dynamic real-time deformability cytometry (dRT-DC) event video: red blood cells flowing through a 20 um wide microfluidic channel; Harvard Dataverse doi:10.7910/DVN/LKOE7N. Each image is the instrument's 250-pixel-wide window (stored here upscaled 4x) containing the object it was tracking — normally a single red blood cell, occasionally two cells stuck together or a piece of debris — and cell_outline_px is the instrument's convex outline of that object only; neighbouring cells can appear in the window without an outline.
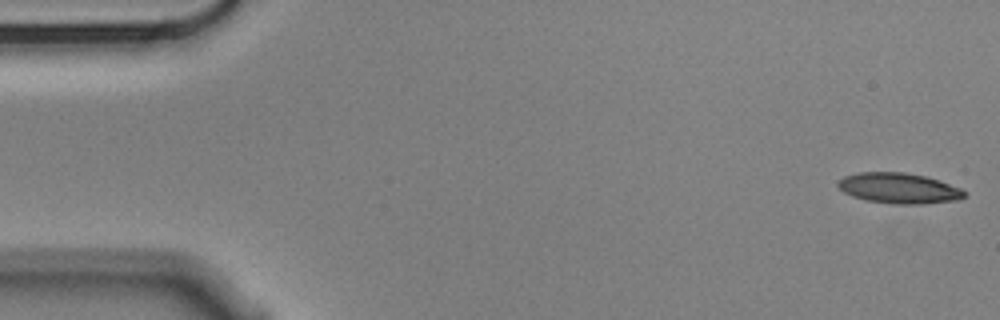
{"species": "Egyptian fruit bat (a non-hibernating species)", "species_latin": "Rousettus aegyptiacus", "temperature_condition": "cold", "stored_images_in_passage": 56, "camera_frame_rate_fps": 3000, "um_per_image_px": 0.085, "animal": {"sex": "male"}, "frame": {"image": 1, "passage_image": 1, "time_ms": 0.0, "image_size_px": [1000, 320], "cell_outline_px": [[964, 196], [960, 200], [924, 204], [896, 204], [864, 200], [852, 196], [844, 192], [836, 184], [836, 180], [844, 176], [860, 172], [904, 172], [924, 176], [960, 188], [964, 192]], "centroid_in_image_um": [76.35, 16.0], "position_along_channel_um": 8.6, "area_um2": 22.43}}
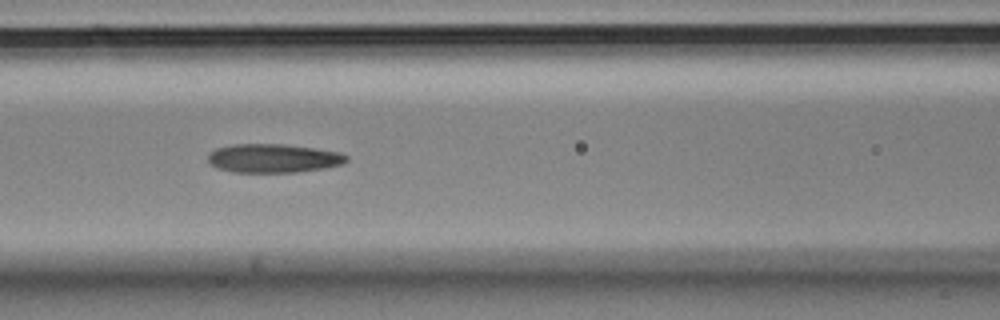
{"frame": {"image": 2, "passage_image": 23, "time_ms": 7.333, "image_size_px": [1000, 320], "cell_outline_px": [[348, 160], [340, 164], [324, 168], [296, 172], [232, 172], [216, 168], [208, 160], [208, 152], [216, 148], [232, 144], [284, 144], [340, 152], [348, 156]], "centroid_in_image_um": [23.19, 13.45], "position_along_channel_um": 143.4, "area_um2": 23.18}}
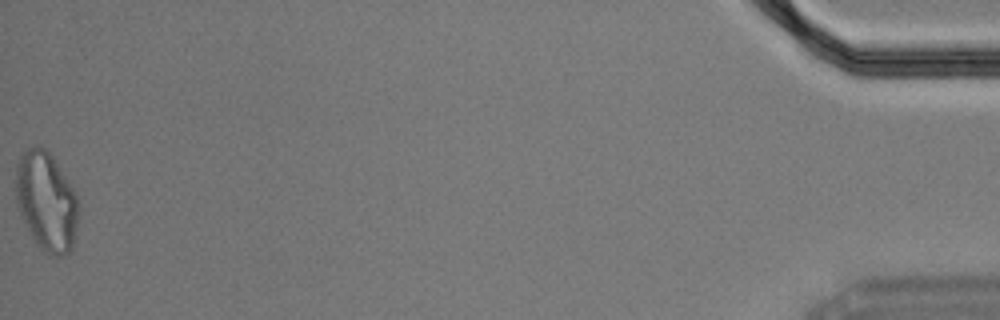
{"frame": {"image": 3, "passage_image": 56, "time_ms": 18.333, "image_size_px": [1000, 320], "cell_outline_px": [[80, 208], [72, 248], [64, 256], [52, 256], [44, 252], [32, 240], [20, 212], [16, 200], [16, 164], [20, 156], [28, 148], [40, 144], [52, 156], [76, 192], [80, 204]], "centroid_in_image_um": [3.96, 17.13], "position_along_channel_um": 431.2, "area_um2": 36.53}, "authors_computed_cell_mechanics": {"area_um2": 23.3512, "velocity_mm_per_s": 3.5311, "shape_relaxation_time_tau1_ms": null, "shape_relaxation_time_tau2_ms": 2.8075, "deformation_change_tau1": null, "deformation_change_tau2": 0.1267}}